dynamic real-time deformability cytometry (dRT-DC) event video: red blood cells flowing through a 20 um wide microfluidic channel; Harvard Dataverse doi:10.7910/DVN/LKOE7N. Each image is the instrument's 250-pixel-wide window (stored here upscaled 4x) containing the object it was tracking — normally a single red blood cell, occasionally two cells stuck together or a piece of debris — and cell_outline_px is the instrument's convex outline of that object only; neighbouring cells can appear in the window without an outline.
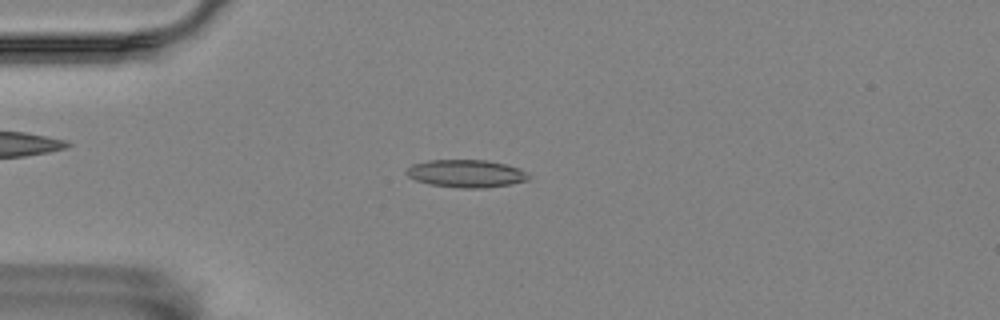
{"species": "Egyptian fruit bat (a non-hibernating species)", "species_latin": "Rousettus aegyptiacus", "temperature_condition": "room temperature", "stored_images_in_passage": 56, "camera_frame_rate_fps": 3000, "um_per_image_px": 0.085, "animal": {"sex": "female"}, "frame": {"image": 1, "passage_image": 14, "time_ms": 4.333, "image_size_px": [1000, 320], "cell_outline_px": [[532, 176], [528, 180], [512, 184], [484, 188], [460, 188], [428, 184], [416, 180], [408, 176], [404, 172], [412, 164], [428, 160], [484, 160], [504, 164], [520, 168]], "centroid_in_image_um": [39.63, 14.76], "position_along_channel_um": 45.4, "area_um2": 19.83}}
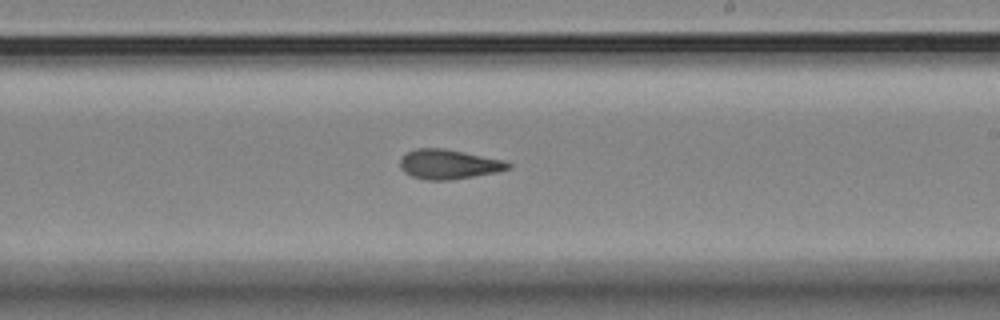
{"frame": {"image": 2, "passage_image": 33, "time_ms": 10.667, "image_size_px": [1000, 320], "cell_outline_px": [[512, 168], [496, 172], [448, 180], [428, 180], [412, 176], [404, 172], [400, 168], [400, 160], [408, 152], [416, 148], [444, 148], [504, 160], [512, 164]], "centroid_in_image_um": [38.15, 13.96], "position_along_channel_um": 250.9, "area_um2": 18.5}}
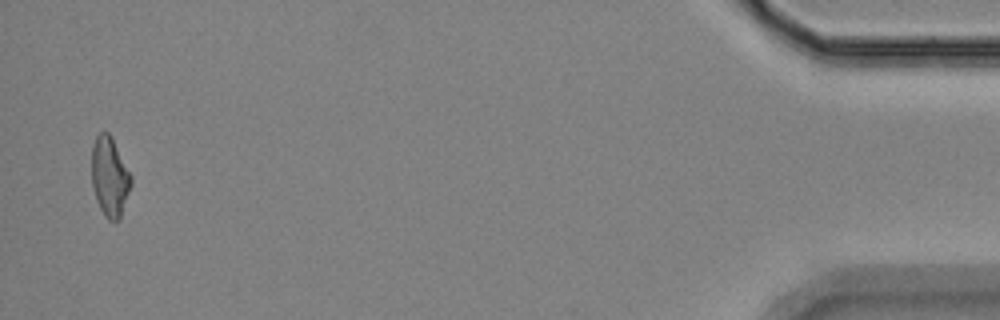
{"frame": {"image": 3, "passage_image": 55, "time_ms": 18.0, "image_size_px": [1000, 320], "cell_outline_px": [[132, 184], [120, 220], [108, 220], [104, 216], [96, 200], [92, 184], [92, 144], [96, 136], [100, 132], [108, 132], [112, 136], [132, 176]], "centroid_in_image_um": [9.34, 15.02], "position_along_channel_um": 425.9, "area_um2": 18.5}, "authors_computed_cell_mechanics": {"area_um2": 18.3515, "velocity_mm_per_s": 3.5102, "shape_relaxation_time_tau1_ms": 8.7328, "shape_relaxation_time_tau2_ms": 2.8173, "deformation_change_tau1": 0.1965, "deformation_change_tau2": 0.1187}}